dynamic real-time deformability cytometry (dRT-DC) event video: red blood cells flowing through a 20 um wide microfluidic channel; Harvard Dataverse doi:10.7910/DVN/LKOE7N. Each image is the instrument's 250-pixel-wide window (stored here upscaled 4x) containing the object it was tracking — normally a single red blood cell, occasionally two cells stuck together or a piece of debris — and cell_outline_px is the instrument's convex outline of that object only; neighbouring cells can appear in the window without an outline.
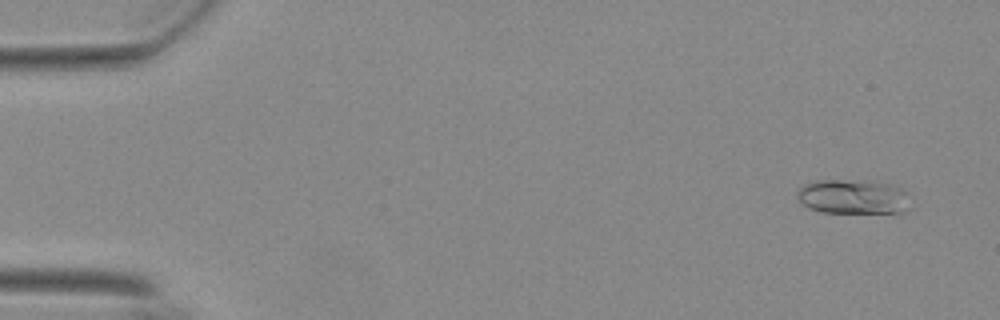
{"species": "Egyptian fruit bat (a non-hibernating species)", "species_latin": "Rousettus aegyptiacus", "temperature_condition": "warm", "stored_images_in_passage": 57, "segment_of_instrument_passage": [1, 2], "camera_frame_rate_fps": 3000, "um_per_image_px": 0.085, "animal": {"sex": "female"}, "frame": {"image": 1, "passage_image": 4, "time_ms": 1.0, "image_size_px": [1000, 320], "cell_outline_px": [[904, 212], [900, 216], [824, 212], [808, 208], [796, 196], [796, 192], [804, 184], [816, 180], [872, 180], [892, 184], [900, 188], [904, 192]], "centroid_in_image_um": [72.51, 16.76], "position_along_channel_um": 12.5, "area_um2": 23.47}}
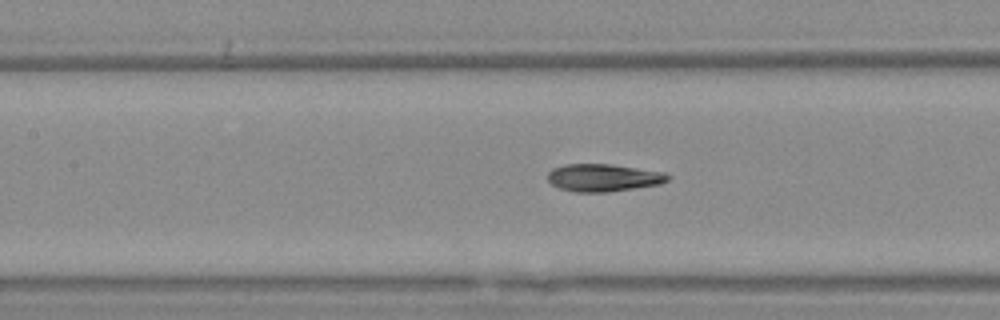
{"frame": {"image": 2, "passage_image": 26, "time_ms": 8.333, "image_size_px": [1000, 320], "cell_outline_px": [[672, 176], [668, 180], [660, 184], [608, 192], [576, 192], [560, 188], [552, 184], [548, 180], [548, 172], [552, 168], [564, 164], [612, 164], [664, 172]], "centroid_in_image_um": [51.29, 15.09], "position_along_channel_um": 156.1, "area_um2": 19.31}}
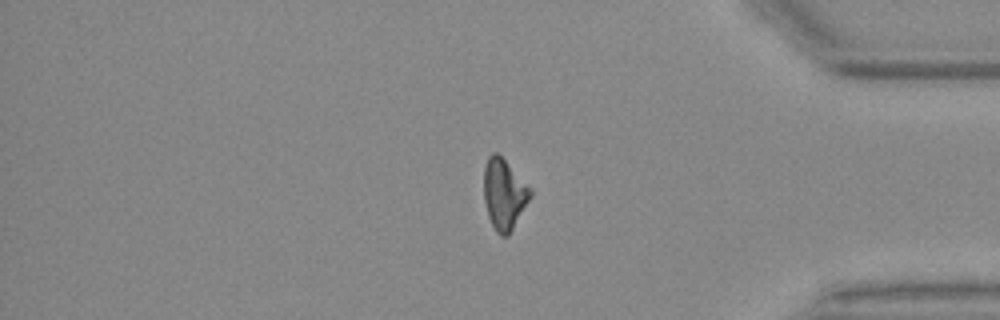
{"frame": {"image": 3, "passage_image": 47, "time_ms": 15.333, "image_size_px": [1000, 320], "cell_outline_px": [[532, 196], [508, 236], [500, 236], [496, 232], [488, 216], [484, 200], [484, 164], [488, 156], [492, 152], [496, 152], [532, 188]], "centroid_in_image_um": [42.85, 16.5], "position_along_channel_um": 392.4, "area_um2": 19.13}}